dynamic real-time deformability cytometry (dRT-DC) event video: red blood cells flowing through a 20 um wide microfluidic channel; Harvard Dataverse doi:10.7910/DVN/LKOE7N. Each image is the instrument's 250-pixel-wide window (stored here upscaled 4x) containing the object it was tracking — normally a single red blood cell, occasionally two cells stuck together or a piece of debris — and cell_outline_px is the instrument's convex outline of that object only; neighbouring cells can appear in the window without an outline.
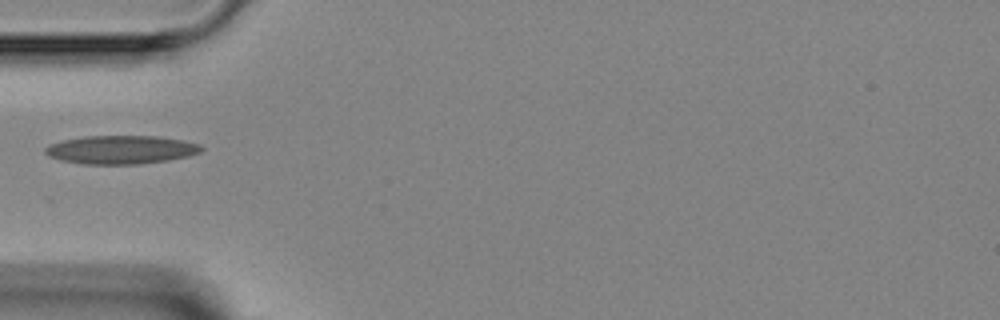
{"species": "Egyptian fruit bat (a non-hibernating species)", "species_latin": "Rousettus aegyptiacus", "temperature_condition": "room temperature", "stored_images_in_passage": 3, "camera_frame_rate_fps": 3000, "um_per_image_px": 0.085, "animal": {"sex": "female"}, "frame": {"image": 1, "passage_image": 2, "time_ms": 1.333, "image_size_px": [1000, 320], "cell_outline_px": [[204, 148], [200, 152], [188, 156], [168, 160], [136, 164], [84, 164], [60, 160], [48, 156], [44, 152], [44, 148], [52, 144], [64, 140], [84, 136], [156, 136], [184, 140], [200, 144]], "centroid_in_image_um": [10.3, 12.72], "position_along_channel_um": 74.7, "area_um2": 25.84}}
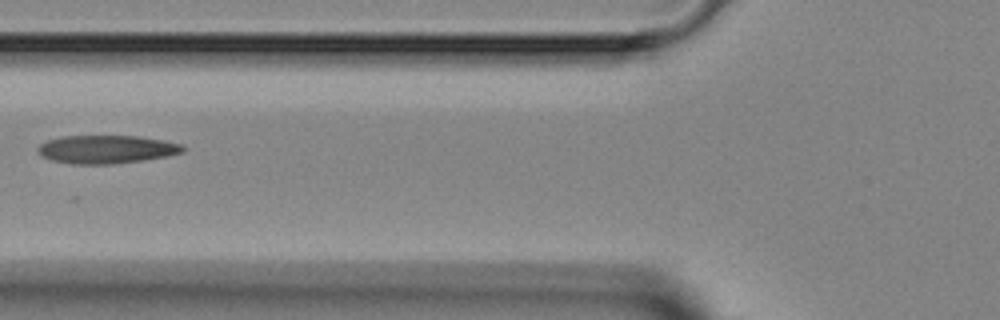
{"frame": {"image": 2, "passage_image": 3, "time_ms": 2.333, "image_size_px": [1000, 320], "cell_outline_px": [[184, 152], [168, 156], [144, 160], [112, 164], [72, 164], [52, 160], [40, 156], [36, 152], [36, 148], [40, 144], [48, 140], [64, 136], [136, 136], [164, 140], [184, 144]], "centroid_in_image_um": [9.05, 12.69], "position_along_channel_um": 116.8, "area_um2": 24.04}}